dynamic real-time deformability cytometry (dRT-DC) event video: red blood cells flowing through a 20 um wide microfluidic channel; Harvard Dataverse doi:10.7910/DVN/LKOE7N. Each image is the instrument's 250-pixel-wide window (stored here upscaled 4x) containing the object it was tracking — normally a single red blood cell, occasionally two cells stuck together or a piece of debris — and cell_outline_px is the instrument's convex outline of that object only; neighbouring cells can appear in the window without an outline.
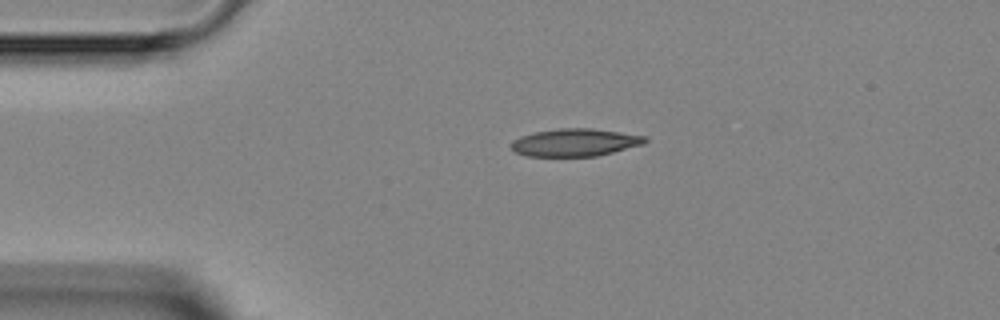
{"species": "Egyptian fruit bat (a non-hibernating species)", "species_latin": "Rousettus aegyptiacus", "temperature_condition": "room temperature", "stored_images_in_passage": 2, "camera_frame_rate_fps": 3000, "um_per_image_px": 0.085, "animal": {"sex": "female"}, "frame": {"image": 1, "passage_image": 1, "time_ms": 0.0, "image_size_px": [1000, 320], "cell_outline_px": [[648, 140], [644, 144], [596, 156], [528, 156], [516, 152], [512, 148], [512, 140], [520, 136], [536, 132], [560, 128], [592, 128], [644, 136]], "centroid_in_image_um": [48.87, 12.11], "position_along_channel_um": 36.1, "area_um2": 21.27}}